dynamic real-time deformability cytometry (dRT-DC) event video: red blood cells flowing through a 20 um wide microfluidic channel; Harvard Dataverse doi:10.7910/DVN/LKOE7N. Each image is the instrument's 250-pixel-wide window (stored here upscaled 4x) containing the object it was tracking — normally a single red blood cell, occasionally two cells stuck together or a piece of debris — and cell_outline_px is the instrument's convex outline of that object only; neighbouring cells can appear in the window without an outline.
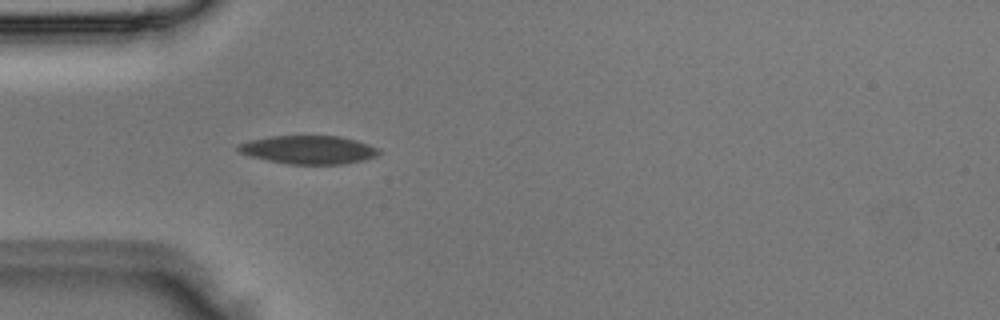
{"species": "Egyptian fruit bat (a non-hibernating species)", "species_latin": "Rousettus aegyptiacus", "temperature_condition": "room temperature", "stored_images_in_passage": 1, "camera_frame_rate_fps": 3000, "um_per_image_px": 0.085, "animal": {"sex": "male"}, "frame": {"image": 1, "passage_image": 1, "time_ms": 0.0, "image_size_px": [1000, 320], "cell_outline_px": [[380, 152], [376, 156], [364, 160], [344, 164], [288, 164], [268, 160], [252, 156], [240, 152], [236, 148], [236, 144], [248, 140], [272, 136], [340, 136], [356, 140], [380, 148]], "centroid_in_image_um": [26.24, 12.72], "position_along_channel_um": 58.8, "area_um2": 23.29}}